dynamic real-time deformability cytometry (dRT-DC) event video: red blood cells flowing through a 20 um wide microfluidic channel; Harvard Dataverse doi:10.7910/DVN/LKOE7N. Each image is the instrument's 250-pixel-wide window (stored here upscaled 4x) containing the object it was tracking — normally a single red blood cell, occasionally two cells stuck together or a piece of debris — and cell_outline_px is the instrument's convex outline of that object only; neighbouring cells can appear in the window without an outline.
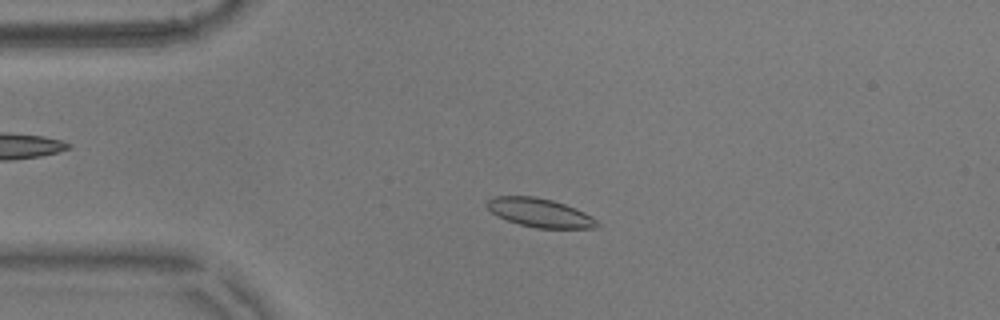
{"species": "common noctule bat (a hibernating species)", "species_latin": "Nyctalus noctula", "temperature_condition": "warm", "stored_images_in_passage": 55, "camera_frame_rate_fps": 3000, "um_per_image_px": 0.085, "animal": {"sex": "male", "body_mass_g": 17.9}, "frame": {"image": 1, "passage_image": 12, "time_ms": 3.667, "image_size_px": [1000, 320], "cell_outline_px": [[600, 224], [596, 228], [536, 228], [520, 224], [496, 216], [488, 208], [488, 200], [496, 196], [532, 196], [552, 200], [576, 208], [592, 216]], "centroid_in_image_um": [45.91, 18.09], "position_along_channel_um": 39.1, "area_um2": 18.26}}
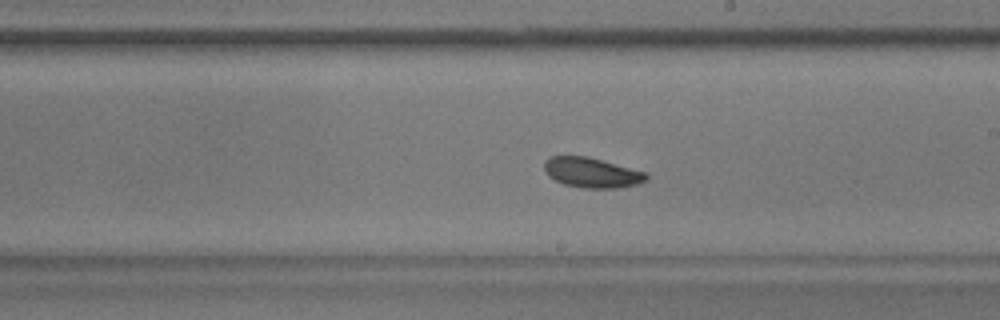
{"frame": {"image": 2, "passage_image": 31, "time_ms": 10.0, "image_size_px": [1000, 320], "cell_outline_px": [[648, 176], [644, 180], [636, 184], [616, 188], [584, 188], [564, 184], [548, 176], [544, 168], [544, 160], [552, 156], [588, 156], [648, 172]], "centroid_in_image_um": [50.3, 14.66], "position_along_channel_um": 238.7, "area_um2": 17.86}}
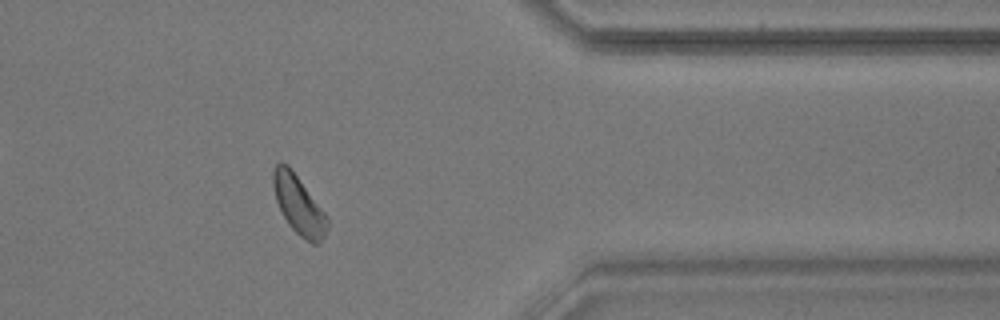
{"frame": {"image": 3, "passage_image": 45, "time_ms": 14.667, "image_size_px": [1000, 320], "cell_outline_px": [[328, 228], [324, 236], [316, 244], [312, 244], [300, 236], [288, 224], [276, 200], [272, 184], [272, 172], [276, 164], [280, 160], [288, 164], [328, 216]], "centroid_in_image_um": [25.38, 17.38], "position_along_channel_um": 386.0, "area_um2": 18.5}}